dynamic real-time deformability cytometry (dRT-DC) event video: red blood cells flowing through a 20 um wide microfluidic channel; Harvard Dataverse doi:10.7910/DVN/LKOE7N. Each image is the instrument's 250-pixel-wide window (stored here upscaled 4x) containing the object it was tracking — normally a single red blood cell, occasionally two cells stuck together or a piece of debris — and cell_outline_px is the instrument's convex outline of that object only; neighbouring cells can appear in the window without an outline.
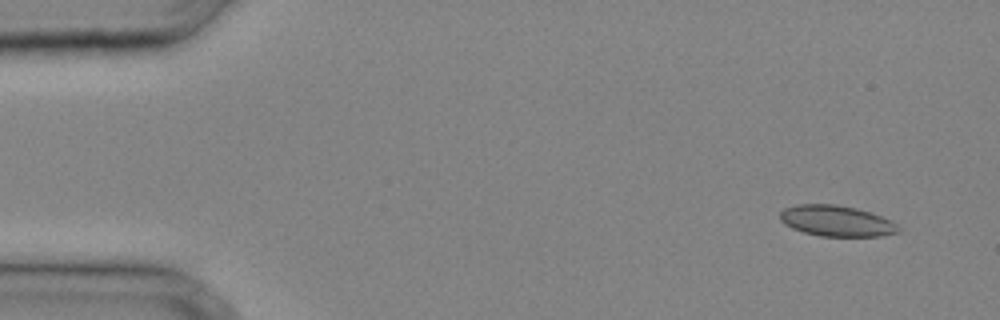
{"species": "common noctule bat (a hibernating species)", "species_latin": "Nyctalus noctula", "temperature_condition": "cold", "stored_images_in_passage": 7, "camera_frame_rate_fps": 3000, "um_per_image_px": 0.085, "animal": {"sex": "male", "body_mass_g": 20.4}, "frame": {"image": 1, "passage_image": 1, "time_ms": 0.0, "image_size_px": [1000, 320], "cell_outline_px": [[900, 232], [880, 236], [820, 236], [804, 232], [792, 228], [784, 224], [780, 220], [780, 212], [784, 208], [796, 204], [836, 204], [856, 208], [892, 220], [900, 228]], "centroid_in_image_um": [71.09, 18.77], "position_along_channel_um": 13.9, "area_um2": 21.33}}